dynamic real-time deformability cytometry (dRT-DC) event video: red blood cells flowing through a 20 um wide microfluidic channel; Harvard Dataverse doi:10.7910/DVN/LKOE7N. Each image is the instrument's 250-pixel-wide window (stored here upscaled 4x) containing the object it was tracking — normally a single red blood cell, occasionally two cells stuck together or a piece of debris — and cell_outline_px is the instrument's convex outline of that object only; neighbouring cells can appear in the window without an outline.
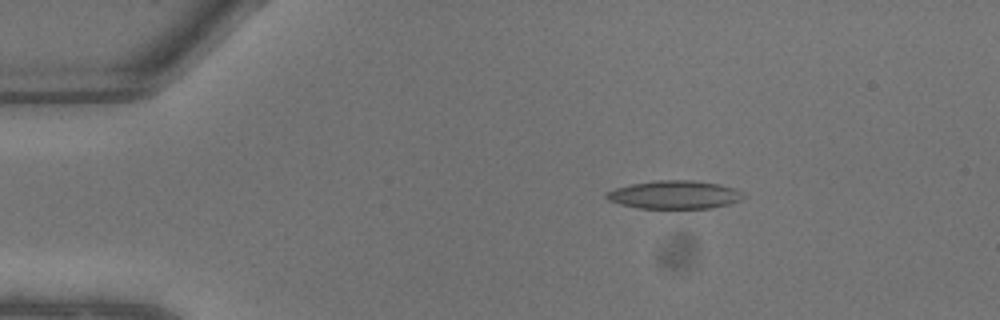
{"species": "common noctule bat (a hibernating species)", "species_latin": "Nyctalus noctula", "temperature_condition": "warm", "stored_images_in_passage": 8, "camera_frame_rate_fps": 3000, "um_per_image_px": 0.085, "animal": {"sex": "male", "body_mass_g": 13.3}, "frame": {"image": 1, "passage_image": 4, "time_ms": 1.0, "image_size_px": [1000, 320], "cell_outline_px": [[744, 196], [740, 200], [728, 204], [712, 208], [636, 208], [620, 204], [608, 200], [604, 196], [604, 192], [616, 188], [632, 184], [656, 180], [692, 180], [720, 184], [736, 188], [744, 192]], "centroid_in_image_um": [57.33, 16.55], "position_along_channel_um": 27.7, "area_um2": 22.66}}
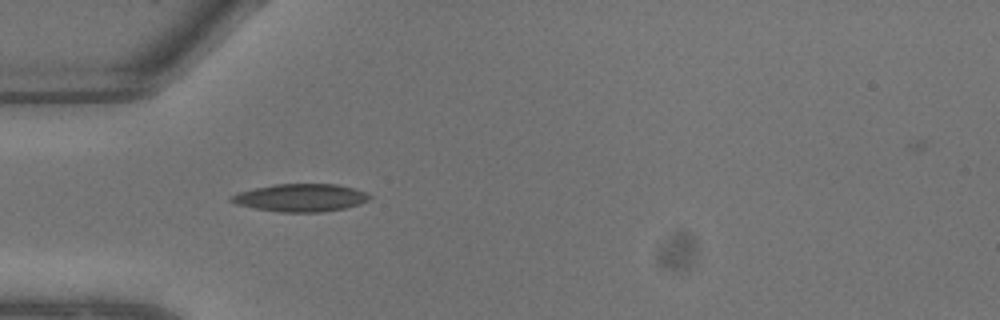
{"frame": {"image": 2, "passage_image": 7, "time_ms": 2.0, "image_size_px": [1000, 320], "cell_outline_px": [[372, 196], [368, 200], [360, 204], [348, 208], [324, 212], [280, 212], [256, 208], [236, 204], [228, 200], [228, 196], [240, 192], [256, 188], [276, 184], [336, 184], [352, 188], [364, 192]], "centroid_in_image_um": [25.56, 16.81], "position_along_channel_um": 59.4, "area_um2": 22.31}}